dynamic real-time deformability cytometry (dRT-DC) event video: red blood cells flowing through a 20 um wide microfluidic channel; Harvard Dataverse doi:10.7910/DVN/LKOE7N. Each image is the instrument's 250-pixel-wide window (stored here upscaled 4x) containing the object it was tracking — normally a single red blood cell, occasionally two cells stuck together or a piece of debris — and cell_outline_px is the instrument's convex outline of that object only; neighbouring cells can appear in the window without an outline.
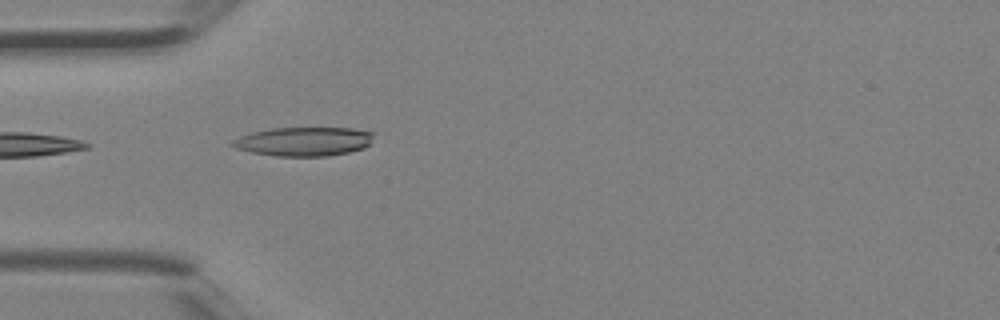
{"species": "Egyptian fruit bat (a non-hibernating species)", "species_latin": "Rousettus aegyptiacus", "temperature_condition": "room temperature", "stored_images_in_passage": 4, "camera_frame_rate_fps": 3000, "um_per_image_px": 0.085, "animal": {"sex": "female"}, "frame": {"image": 1, "passage_image": 4, "time_ms": 1.0, "image_size_px": [1000, 320], "cell_outline_px": [[376, 132], [368, 144], [364, 148], [348, 152], [328, 156], [276, 156], [252, 152], [236, 148], [232, 144], [232, 140], [240, 136], [252, 132], [272, 128], [352, 128]], "centroid_in_image_um": [25.85, 12.02], "position_along_channel_um": 59.2, "area_um2": 23.76}}